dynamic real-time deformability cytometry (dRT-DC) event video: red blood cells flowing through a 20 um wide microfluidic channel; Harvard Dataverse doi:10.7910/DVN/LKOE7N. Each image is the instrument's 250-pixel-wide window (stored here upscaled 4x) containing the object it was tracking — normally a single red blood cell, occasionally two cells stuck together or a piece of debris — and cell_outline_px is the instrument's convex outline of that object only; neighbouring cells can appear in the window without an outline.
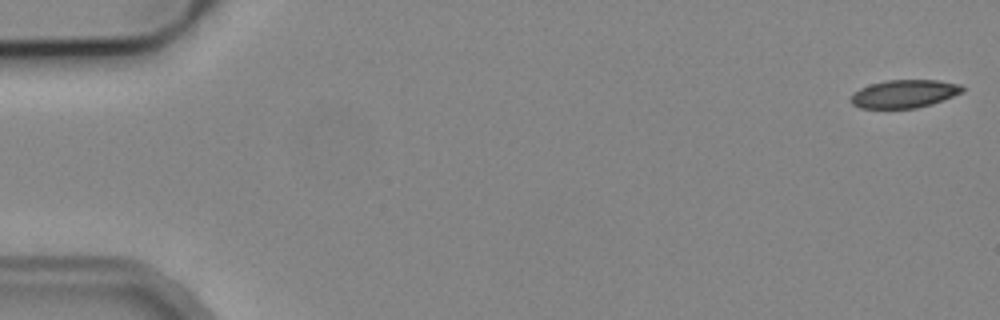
{"species": "common noctule bat (a hibernating species)", "species_latin": "Nyctalus noctula", "temperature_condition": "cold", "stored_images_in_passage": 6, "camera_frame_rate_fps": 3000, "um_per_image_px": 0.085, "animal": {"sex": "male", "body_mass_g": 19.2, "forearm_length_mm": 51.8}, "frame": {"image": 1, "passage_image": 1, "time_ms": 0.0, "image_size_px": [1000, 320], "cell_outline_px": [[964, 92], [932, 104], [916, 108], [860, 108], [852, 104], [852, 92], [860, 88], [872, 84], [888, 80], [936, 80], [960, 84], [964, 88]], "centroid_in_image_um": [76.88, 7.97], "position_along_channel_um": 8.1, "area_um2": 18.15}}
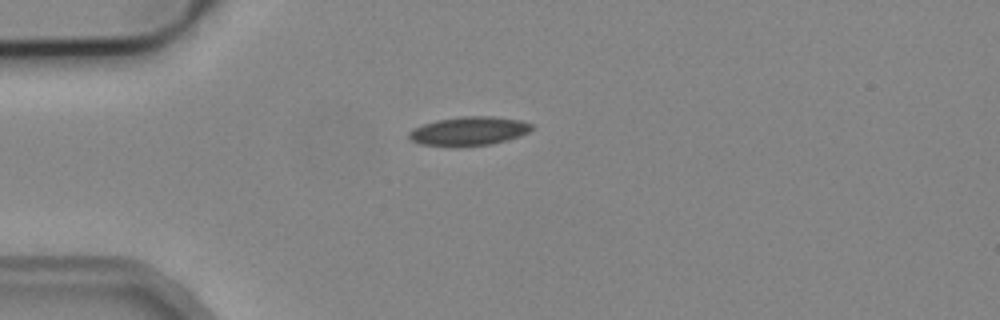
{"frame": {"image": 2, "passage_image": 4, "time_ms": 4.333, "image_size_px": [1000, 320], "cell_outline_px": [[536, 124], [528, 132], [520, 136], [508, 140], [492, 144], [452, 148], [420, 144], [412, 140], [408, 136], [408, 132], [412, 128], [436, 120], [460, 116], [492, 116], [520, 120]], "centroid_in_image_um": [39.85, 11.16], "position_along_channel_um": 45.1, "area_um2": 21.15}}